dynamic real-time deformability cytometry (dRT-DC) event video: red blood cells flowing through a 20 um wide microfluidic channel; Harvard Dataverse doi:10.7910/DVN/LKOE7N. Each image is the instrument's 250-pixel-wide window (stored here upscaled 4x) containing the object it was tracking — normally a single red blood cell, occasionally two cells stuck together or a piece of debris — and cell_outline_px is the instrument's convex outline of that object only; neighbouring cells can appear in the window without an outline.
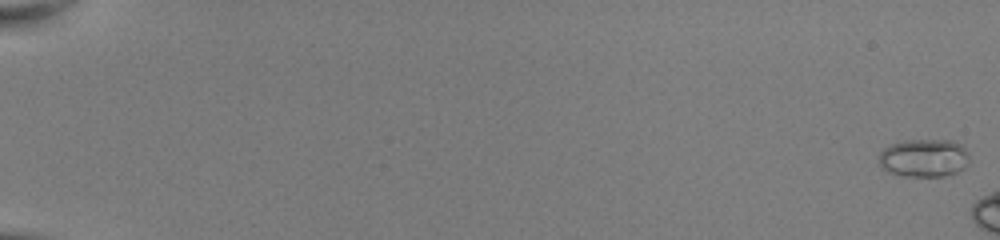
{"species": "common noctule bat (a hibernating species)", "species_latin": "Nyctalus noctula", "temperature_condition": "room temperature", "stored_images_in_passage": 9, "camera_frame_rate_fps": 3000, "um_per_image_px": 0.085, "animal": {"sex": "female", "body_mass_g": 22.0, "forearm_length_mm": 56.7}, "frame": {"image": 1, "passage_image": 1, "time_ms": 0.0, "image_size_px": [1000, 240], "cell_outline_px": [[968, 164], [964, 168], [956, 172], [944, 176], [900, 176], [888, 172], [880, 168], [880, 152], [884, 148], [892, 144], [904, 140], [952, 140], [960, 144], [968, 152]], "centroid_in_image_um": [78.53, 13.43], "position_along_channel_um": 6.5, "area_um2": 20.17}}